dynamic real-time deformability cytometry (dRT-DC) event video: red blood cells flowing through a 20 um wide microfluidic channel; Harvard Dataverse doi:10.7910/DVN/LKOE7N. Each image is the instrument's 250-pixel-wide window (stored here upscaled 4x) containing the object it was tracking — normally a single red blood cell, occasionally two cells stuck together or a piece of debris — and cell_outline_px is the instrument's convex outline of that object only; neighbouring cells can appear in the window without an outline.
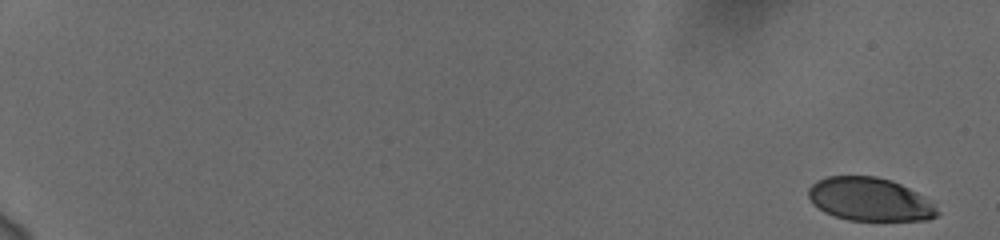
{"species": "human", "species_latin": "Homo sapiens", "temperature_condition": "cold", "stored_images_in_passage": 42, "camera_frame_rate_fps": 3000, "um_per_image_px": 0.085, "donor": {"sex": "female"}, "frame": {"image": 1, "passage_image": 1, "time_ms": 0.0, "image_size_px": [1000, 240], "cell_outline_px": [[940, 212], [936, 216], [928, 220], [848, 220], [824, 212], [812, 204], [808, 196], [808, 188], [816, 180], [828, 176], [876, 176], [892, 180], [924, 196]], "centroid_in_image_um": [73.89, 16.94], "position_along_channel_um": 11.1, "area_um2": 32.48}}
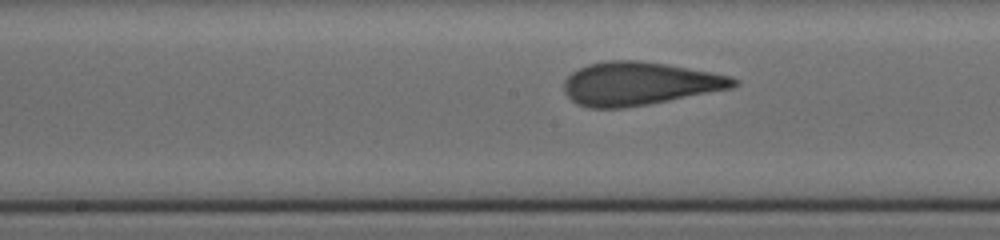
{"frame": {"image": 2, "passage_image": 24, "time_ms": 7.667, "image_size_px": [1000, 240], "cell_outline_px": [[740, 84], [732, 88], [648, 104], [624, 108], [588, 108], [576, 104], [564, 92], [564, 80], [572, 72], [588, 64], [608, 60], [640, 60], [668, 64], [712, 72], [732, 76], [740, 80]], "centroid_in_image_um": [54.35, 7.1], "position_along_channel_um": 193.8, "area_um2": 42.95}}
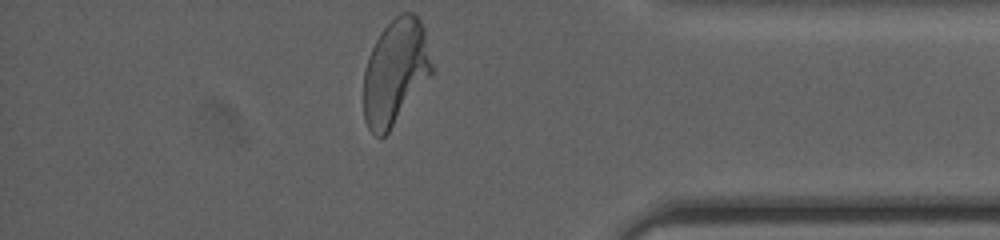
{"frame": {"image": 3, "passage_image": 42, "time_ms": 13.667, "image_size_px": [1000, 240], "cell_outline_px": [[432, 72], [388, 132], [380, 140], [368, 128], [364, 120], [364, 68], [368, 56], [380, 32], [400, 12], [412, 12], [420, 20], [424, 28], [432, 64]], "centroid_in_image_um": [33.57, 6.1], "position_along_channel_um": 401.6, "area_um2": 41.38}, "authors_computed_cell_mechanics": {"area_um2": 41.2403, "velocity_mm_per_s": 3.7383, "shape_relaxation_time_tau1_ms": 4.26, "shape_relaxation_time_tau2_ms": 0.7332, "deformation_change_tau1": 0.1887, "deformation_change_tau2": 0.082}}